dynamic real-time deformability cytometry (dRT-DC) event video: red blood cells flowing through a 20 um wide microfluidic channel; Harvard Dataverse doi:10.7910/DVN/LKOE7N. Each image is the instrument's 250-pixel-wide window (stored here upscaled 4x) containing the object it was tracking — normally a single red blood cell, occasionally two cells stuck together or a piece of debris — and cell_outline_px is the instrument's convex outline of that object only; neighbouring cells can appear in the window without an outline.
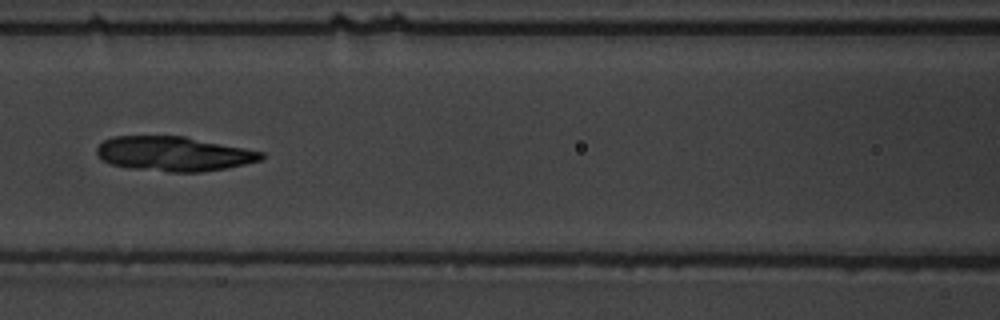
{"species": "common noctule bat (a hibernating species)", "species_latin": "Nyctalus noctula", "temperature_condition": "warm", "stored_images_in_passage": 7, "camera_frame_rate_fps": 3000, "um_per_image_px": 0.085, "animal": {"sex": "male", "body_mass_g": 19.5, "forearm_length_mm": 54.6}, "frame": {"image": 1, "passage_image": 7, "time_ms": 7.667, "image_size_px": [1000, 320], "cell_outline_px": [[264, 156], [260, 160], [244, 164], [224, 168], [200, 172], [168, 172], [128, 168], [112, 164], [104, 160], [96, 152], [96, 148], [104, 140], [112, 136], [184, 136], [264, 152]], "centroid_in_image_um": [14.74, 13.07], "position_along_channel_um": 151.9, "area_um2": 32.95}}